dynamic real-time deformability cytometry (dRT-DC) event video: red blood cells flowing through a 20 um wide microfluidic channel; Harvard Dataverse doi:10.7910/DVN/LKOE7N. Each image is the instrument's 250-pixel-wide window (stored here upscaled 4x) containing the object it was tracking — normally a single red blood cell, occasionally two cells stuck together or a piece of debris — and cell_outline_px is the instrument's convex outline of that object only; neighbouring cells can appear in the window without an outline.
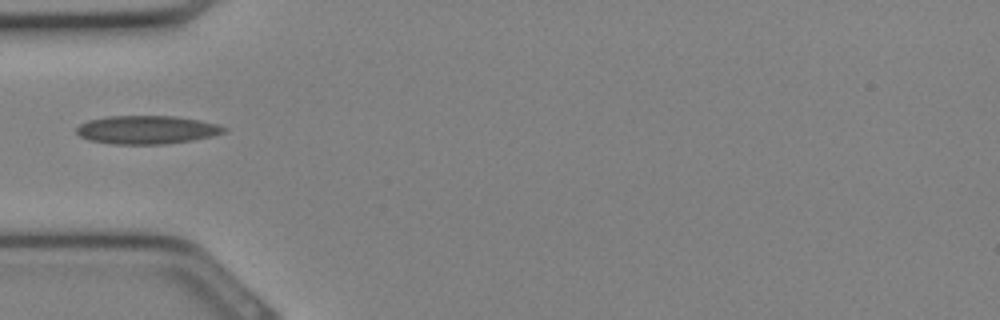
{"species": "Egyptian fruit bat (a non-hibernating species)", "species_latin": "Rousettus aegyptiacus", "temperature_condition": "cold", "stored_images_in_passage": 12, "camera_frame_rate_fps": 3000, "um_per_image_px": 0.085, "animal": {"sex": "female"}, "frame": {"image": 1, "passage_image": 1, "time_ms": 0.0, "image_size_px": [1000, 320], "cell_outline_px": [[228, 128], [224, 132], [212, 136], [192, 140], [164, 144], [112, 144], [88, 140], [80, 136], [76, 132], [76, 128], [80, 124], [88, 120], [108, 116], [172, 116], [200, 120], [216, 124]], "centroid_in_image_um": [12.45, 11.03], "position_along_channel_um": 72.5, "area_um2": 24.33}}
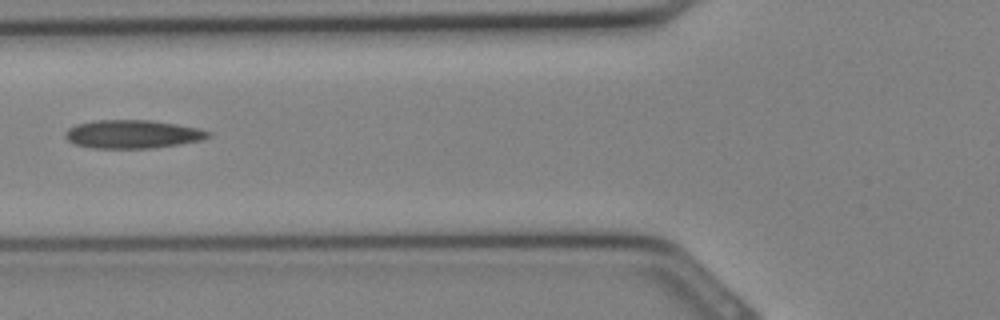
{"frame": {"image": 2, "passage_image": 3, "time_ms": 0.667, "image_size_px": [1000, 320], "cell_outline_px": [[212, 136], [204, 140], [180, 144], [152, 148], [92, 148], [72, 144], [64, 136], [64, 132], [68, 128], [76, 124], [96, 120], [152, 120], [200, 128], [212, 132]], "centroid_in_image_um": [11.29, 11.4], "position_along_channel_um": 114.5, "area_um2": 23.99}}
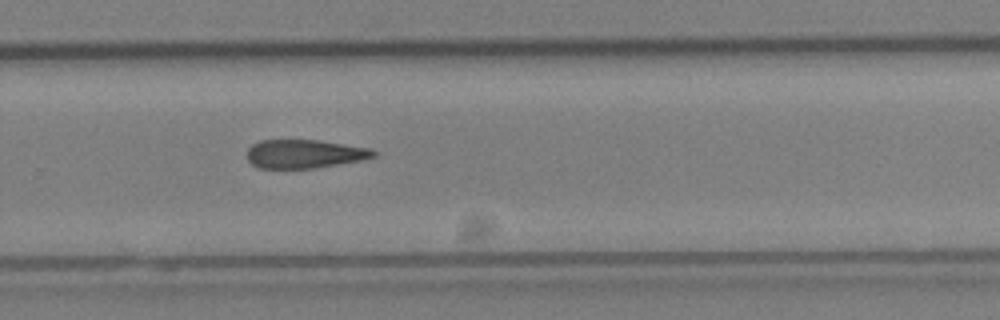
{"frame": {"image": 3, "passage_image": 12, "time_ms": 3.667, "image_size_px": [1000, 320], "cell_outline_px": [[376, 156], [360, 160], [316, 168], [260, 168], [252, 164], [248, 160], [248, 148], [252, 144], [260, 140], [316, 140], [368, 148], [376, 152]], "centroid_in_image_um": [25.84, 13.08], "position_along_channel_um": 304.0, "area_um2": 20.81}}